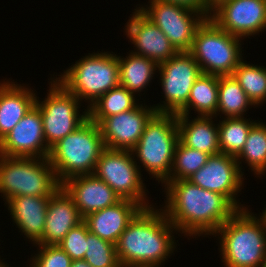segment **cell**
<instances>
[{
  "instance_id": "obj_1",
  "label": "cell",
  "mask_w": 266,
  "mask_h": 267,
  "mask_svg": "<svg viewBox=\"0 0 266 267\" xmlns=\"http://www.w3.org/2000/svg\"><path fill=\"white\" fill-rule=\"evenodd\" d=\"M164 187L163 211L182 236H211L238 211L224 195L189 180L169 181Z\"/></svg>"
},
{
  "instance_id": "obj_2",
  "label": "cell",
  "mask_w": 266,
  "mask_h": 267,
  "mask_svg": "<svg viewBox=\"0 0 266 267\" xmlns=\"http://www.w3.org/2000/svg\"><path fill=\"white\" fill-rule=\"evenodd\" d=\"M174 233L178 232L167 219L163 208L157 209L154 205L142 208L116 244L120 266L161 267L177 247Z\"/></svg>"
},
{
  "instance_id": "obj_3",
  "label": "cell",
  "mask_w": 266,
  "mask_h": 267,
  "mask_svg": "<svg viewBox=\"0 0 266 267\" xmlns=\"http://www.w3.org/2000/svg\"><path fill=\"white\" fill-rule=\"evenodd\" d=\"M249 210H238L213 234L225 267L266 266V211L259 217Z\"/></svg>"
},
{
  "instance_id": "obj_4",
  "label": "cell",
  "mask_w": 266,
  "mask_h": 267,
  "mask_svg": "<svg viewBox=\"0 0 266 267\" xmlns=\"http://www.w3.org/2000/svg\"><path fill=\"white\" fill-rule=\"evenodd\" d=\"M104 149L99 125L88 118L50 149L48 159L62 183L77 175L93 174Z\"/></svg>"
},
{
  "instance_id": "obj_5",
  "label": "cell",
  "mask_w": 266,
  "mask_h": 267,
  "mask_svg": "<svg viewBox=\"0 0 266 267\" xmlns=\"http://www.w3.org/2000/svg\"><path fill=\"white\" fill-rule=\"evenodd\" d=\"M178 141L177 114L155 113L131 151L135 162H141L139 169L143 166L152 175L151 178H156L163 185L169 178Z\"/></svg>"
},
{
  "instance_id": "obj_6",
  "label": "cell",
  "mask_w": 266,
  "mask_h": 267,
  "mask_svg": "<svg viewBox=\"0 0 266 267\" xmlns=\"http://www.w3.org/2000/svg\"><path fill=\"white\" fill-rule=\"evenodd\" d=\"M60 77H54L89 108L109 90L120 85L118 55L98 52L85 55L69 66Z\"/></svg>"
},
{
  "instance_id": "obj_7",
  "label": "cell",
  "mask_w": 266,
  "mask_h": 267,
  "mask_svg": "<svg viewBox=\"0 0 266 267\" xmlns=\"http://www.w3.org/2000/svg\"><path fill=\"white\" fill-rule=\"evenodd\" d=\"M48 158L0 155V193L5 203L12 197H51L59 188Z\"/></svg>"
},
{
  "instance_id": "obj_8",
  "label": "cell",
  "mask_w": 266,
  "mask_h": 267,
  "mask_svg": "<svg viewBox=\"0 0 266 267\" xmlns=\"http://www.w3.org/2000/svg\"><path fill=\"white\" fill-rule=\"evenodd\" d=\"M242 40L222 30L208 18L196 29L189 52L199 64L202 73L232 75L243 60Z\"/></svg>"
},
{
  "instance_id": "obj_9",
  "label": "cell",
  "mask_w": 266,
  "mask_h": 267,
  "mask_svg": "<svg viewBox=\"0 0 266 267\" xmlns=\"http://www.w3.org/2000/svg\"><path fill=\"white\" fill-rule=\"evenodd\" d=\"M54 79L50 78L47 97L43 101L36 97L35 102L41 113L44 138L49 149L89 118L88 108L81 115V101Z\"/></svg>"
},
{
  "instance_id": "obj_10",
  "label": "cell",
  "mask_w": 266,
  "mask_h": 267,
  "mask_svg": "<svg viewBox=\"0 0 266 267\" xmlns=\"http://www.w3.org/2000/svg\"><path fill=\"white\" fill-rule=\"evenodd\" d=\"M93 174L106 182L121 199L134 201L142 208L153 206L149 205L146 196L148 189L146 190L143 183V175L132 151L105 148L100 154Z\"/></svg>"
},
{
  "instance_id": "obj_11",
  "label": "cell",
  "mask_w": 266,
  "mask_h": 267,
  "mask_svg": "<svg viewBox=\"0 0 266 267\" xmlns=\"http://www.w3.org/2000/svg\"><path fill=\"white\" fill-rule=\"evenodd\" d=\"M157 72L165 101L153 107L156 113L177 114L187 104L190 90L202 73L199 64L189 51H180L158 65Z\"/></svg>"
},
{
  "instance_id": "obj_12",
  "label": "cell",
  "mask_w": 266,
  "mask_h": 267,
  "mask_svg": "<svg viewBox=\"0 0 266 267\" xmlns=\"http://www.w3.org/2000/svg\"><path fill=\"white\" fill-rule=\"evenodd\" d=\"M148 5L137 9L167 36L175 49L190 51L196 29L206 19L201 13L191 9L163 2L149 0Z\"/></svg>"
},
{
  "instance_id": "obj_13",
  "label": "cell",
  "mask_w": 266,
  "mask_h": 267,
  "mask_svg": "<svg viewBox=\"0 0 266 267\" xmlns=\"http://www.w3.org/2000/svg\"><path fill=\"white\" fill-rule=\"evenodd\" d=\"M210 19L231 35L250 38L266 29V0H222Z\"/></svg>"
},
{
  "instance_id": "obj_14",
  "label": "cell",
  "mask_w": 266,
  "mask_h": 267,
  "mask_svg": "<svg viewBox=\"0 0 266 267\" xmlns=\"http://www.w3.org/2000/svg\"><path fill=\"white\" fill-rule=\"evenodd\" d=\"M243 171H240L236 157L218 153L210 155L207 163L187 180L202 189L224 195L238 210H241L248 208L236 198L244 185Z\"/></svg>"
},
{
  "instance_id": "obj_15",
  "label": "cell",
  "mask_w": 266,
  "mask_h": 267,
  "mask_svg": "<svg viewBox=\"0 0 266 267\" xmlns=\"http://www.w3.org/2000/svg\"><path fill=\"white\" fill-rule=\"evenodd\" d=\"M155 113L153 106L139 103L129 111L104 118L98 125L105 148L131 151Z\"/></svg>"
},
{
  "instance_id": "obj_16",
  "label": "cell",
  "mask_w": 266,
  "mask_h": 267,
  "mask_svg": "<svg viewBox=\"0 0 266 267\" xmlns=\"http://www.w3.org/2000/svg\"><path fill=\"white\" fill-rule=\"evenodd\" d=\"M50 149L44 138L40 110L34 105L0 141V155L48 158Z\"/></svg>"
},
{
  "instance_id": "obj_17",
  "label": "cell",
  "mask_w": 266,
  "mask_h": 267,
  "mask_svg": "<svg viewBox=\"0 0 266 267\" xmlns=\"http://www.w3.org/2000/svg\"><path fill=\"white\" fill-rule=\"evenodd\" d=\"M134 10L124 27L126 36L135 47L130 52L147 57L157 65L173 57L178 51L167 36L137 8Z\"/></svg>"
},
{
  "instance_id": "obj_18",
  "label": "cell",
  "mask_w": 266,
  "mask_h": 267,
  "mask_svg": "<svg viewBox=\"0 0 266 267\" xmlns=\"http://www.w3.org/2000/svg\"><path fill=\"white\" fill-rule=\"evenodd\" d=\"M61 187L73 199L80 215L113 206L120 202V196L103 180L94 174L77 175L61 183Z\"/></svg>"
},
{
  "instance_id": "obj_19",
  "label": "cell",
  "mask_w": 266,
  "mask_h": 267,
  "mask_svg": "<svg viewBox=\"0 0 266 267\" xmlns=\"http://www.w3.org/2000/svg\"><path fill=\"white\" fill-rule=\"evenodd\" d=\"M83 220L73 199L60 187L48 201L43 237L34 246L58 245Z\"/></svg>"
},
{
  "instance_id": "obj_20",
  "label": "cell",
  "mask_w": 266,
  "mask_h": 267,
  "mask_svg": "<svg viewBox=\"0 0 266 267\" xmlns=\"http://www.w3.org/2000/svg\"><path fill=\"white\" fill-rule=\"evenodd\" d=\"M141 209L136 202L122 199L113 206L88 214L83 221L90 233L116 245L129 222Z\"/></svg>"
},
{
  "instance_id": "obj_21",
  "label": "cell",
  "mask_w": 266,
  "mask_h": 267,
  "mask_svg": "<svg viewBox=\"0 0 266 267\" xmlns=\"http://www.w3.org/2000/svg\"><path fill=\"white\" fill-rule=\"evenodd\" d=\"M49 199L43 196H18L5 203L19 232L33 245L43 237Z\"/></svg>"
},
{
  "instance_id": "obj_22",
  "label": "cell",
  "mask_w": 266,
  "mask_h": 267,
  "mask_svg": "<svg viewBox=\"0 0 266 267\" xmlns=\"http://www.w3.org/2000/svg\"><path fill=\"white\" fill-rule=\"evenodd\" d=\"M22 85L14 80L0 82V141L35 105L36 93Z\"/></svg>"
},
{
  "instance_id": "obj_23",
  "label": "cell",
  "mask_w": 266,
  "mask_h": 267,
  "mask_svg": "<svg viewBox=\"0 0 266 267\" xmlns=\"http://www.w3.org/2000/svg\"><path fill=\"white\" fill-rule=\"evenodd\" d=\"M190 118V115H177L179 141L186 147L209 155L220 153L218 124L214 123V117Z\"/></svg>"
},
{
  "instance_id": "obj_24",
  "label": "cell",
  "mask_w": 266,
  "mask_h": 267,
  "mask_svg": "<svg viewBox=\"0 0 266 267\" xmlns=\"http://www.w3.org/2000/svg\"><path fill=\"white\" fill-rule=\"evenodd\" d=\"M118 56L120 85L135 96L147 88L158 71V65L144 56L129 53L126 57Z\"/></svg>"
},
{
  "instance_id": "obj_25",
  "label": "cell",
  "mask_w": 266,
  "mask_h": 267,
  "mask_svg": "<svg viewBox=\"0 0 266 267\" xmlns=\"http://www.w3.org/2000/svg\"><path fill=\"white\" fill-rule=\"evenodd\" d=\"M218 107V76L201 75L196 79L190 90L187 104L177 115H188L193 109L197 116L215 117ZM191 109V110H190Z\"/></svg>"
},
{
  "instance_id": "obj_26",
  "label": "cell",
  "mask_w": 266,
  "mask_h": 267,
  "mask_svg": "<svg viewBox=\"0 0 266 267\" xmlns=\"http://www.w3.org/2000/svg\"><path fill=\"white\" fill-rule=\"evenodd\" d=\"M252 106L255 108V105L233 75L218 76L216 117L219 114H224L225 118L244 117L246 115L245 112Z\"/></svg>"
},
{
  "instance_id": "obj_27",
  "label": "cell",
  "mask_w": 266,
  "mask_h": 267,
  "mask_svg": "<svg viewBox=\"0 0 266 267\" xmlns=\"http://www.w3.org/2000/svg\"><path fill=\"white\" fill-rule=\"evenodd\" d=\"M240 171L242 162L247 163L248 169L255 177H261L266 173V124L256 121L250 129L244 148L236 157ZM241 160V161H240ZM245 160V161H244ZM241 165V166H240ZM257 175V176H256Z\"/></svg>"
},
{
  "instance_id": "obj_28",
  "label": "cell",
  "mask_w": 266,
  "mask_h": 267,
  "mask_svg": "<svg viewBox=\"0 0 266 267\" xmlns=\"http://www.w3.org/2000/svg\"><path fill=\"white\" fill-rule=\"evenodd\" d=\"M135 97L136 96L125 87L118 85L103 94L88 108L89 118L99 124L108 116L129 111L139 104L137 102L139 99Z\"/></svg>"
},
{
  "instance_id": "obj_29",
  "label": "cell",
  "mask_w": 266,
  "mask_h": 267,
  "mask_svg": "<svg viewBox=\"0 0 266 267\" xmlns=\"http://www.w3.org/2000/svg\"><path fill=\"white\" fill-rule=\"evenodd\" d=\"M222 118L218 123L220 153L237 157L244 148L251 126L256 120L245 117Z\"/></svg>"
},
{
  "instance_id": "obj_30",
  "label": "cell",
  "mask_w": 266,
  "mask_h": 267,
  "mask_svg": "<svg viewBox=\"0 0 266 267\" xmlns=\"http://www.w3.org/2000/svg\"><path fill=\"white\" fill-rule=\"evenodd\" d=\"M232 75L255 106L266 102V67L248 64L243 59Z\"/></svg>"
},
{
  "instance_id": "obj_31",
  "label": "cell",
  "mask_w": 266,
  "mask_h": 267,
  "mask_svg": "<svg viewBox=\"0 0 266 267\" xmlns=\"http://www.w3.org/2000/svg\"><path fill=\"white\" fill-rule=\"evenodd\" d=\"M209 156L205 152L186 147L178 141L175 148L172 169L169 178L163 183V187L169 181L187 180L207 163Z\"/></svg>"
},
{
  "instance_id": "obj_32",
  "label": "cell",
  "mask_w": 266,
  "mask_h": 267,
  "mask_svg": "<svg viewBox=\"0 0 266 267\" xmlns=\"http://www.w3.org/2000/svg\"><path fill=\"white\" fill-rule=\"evenodd\" d=\"M84 260L92 267H121L116 255V245L90 233L88 226Z\"/></svg>"
},
{
  "instance_id": "obj_33",
  "label": "cell",
  "mask_w": 266,
  "mask_h": 267,
  "mask_svg": "<svg viewBox=\"0 0 266 267\" xmlns=\"http://www.w3.org/2000/svg\"><path fill=\"white\" fill-rule=\"evenodd\" d=\"M37 254L31 255L29 267H71L72 259L57 245H36Z\"/></svg>"
},
{
  "instance_id": "obj_34",
  "label": "cell",
  "mask_w": 266,
  "mask_h": 267,
  "mask_svg": "<svg viewBox=\"0 0 266 267\" xmlns=\"http://www.w3.org/2000/svg\"><path fill=\"white\" fill-rule=\"evenodd\" d=\"M57 246L64 250L72 261L84 259L87 251V224L83 221L72 228Z\"/></svg>"
},
{
  "instance_id": "obj_35",
  "label": "cell",
  "mask_w": 266,
  "mask_h": 267,
  "mask_svg": "<svg viewBox=\"0 0 266 267\" xmlns=\"http://www.w3.org/2000/svg\"><path fill=\"white\" fill-rule=\"evenodd\" d=\"M179 5L201 13L206 19L210 18L213 6L209 0H160Z\"/></svg>"
},
{
  "instance_id": "obj_36",
  "label": "cell",
  "mask_w": 266,
  "mask_h": 267,
  "mask_svg": "<svg viewBox=\"0 0 266 267\" xmlns=\"http://www.w3.org/2000/svg\"><path fill=\"white\" fill-rule=\"evenodd\" d=\"M71 267H92L84 259L74 260L71 263Z\"/></svg>"
},
{
  "instance_id": "obj_37",
  "label": "cell",
  "mask_w": 266,
  "mask_h": 267,
  "mask_svg": "<svg viewBox=\"0 0 266 267\" xmlns=\"http://www.w3.org/2000/svg\"><path fill=\"white\" fill-rule=\"evenodd\" d=\"M0 267H9L8 263L5 264L3 260L0 262Z\"/></svg>"
},
{
  "instance_id": "obj_38",
  "label": "cell",
  "mask_w": 266,
  "mask_h": 267,
  "mask_svg": "<svg viewBox=\"0 0 266 267\" xmlns=\"http://www.w3.org/2000/svg\"><path fill=\"white\" fill-rule=\"evenodd\" d=\"M212 4V6H214L217 2H220L221 0H209Z\"/></svg>"
}]
</instances>
